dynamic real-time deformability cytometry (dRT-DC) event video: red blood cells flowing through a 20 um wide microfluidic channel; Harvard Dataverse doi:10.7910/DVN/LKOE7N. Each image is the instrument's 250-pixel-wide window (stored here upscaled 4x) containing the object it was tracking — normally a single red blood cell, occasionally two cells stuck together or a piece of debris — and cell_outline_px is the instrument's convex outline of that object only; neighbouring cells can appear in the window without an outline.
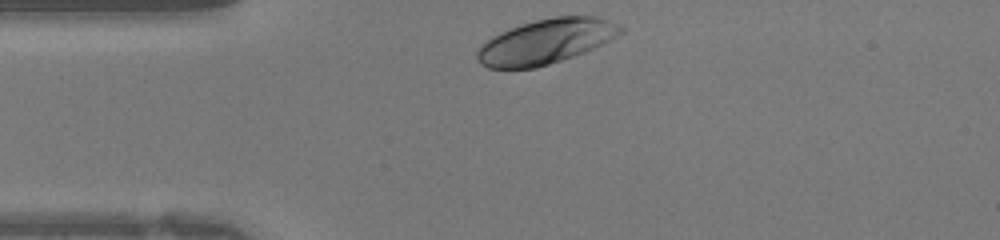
{"species": "human", "species_latin": "Homo sapiens", "temperature_condition": "warm", "stored_images_in_passage": 25, "camera_frame_rate_fps": 3000, "um_per_image_px": 0.085, "donor": {"sex": "female"}, "frame": {"image": 1, "passage_image": 1, "time_ms": 0.0, "image_size_px": [1000, 240], "cell_outline_px": [[624, 32], [584, 52], [536, 68], [488, 68], [480, 64], [476, 60], [476, 52], [480, 44], [492, 36], [500, 32], [520, 24], [536, 20], [556, 16], [596, 16], [620, 24], [624, 28]], "centroid_in_image_um": [46.36, 3.52], "position_along_channel_um": 38.6, "area_um2": 37.28}}
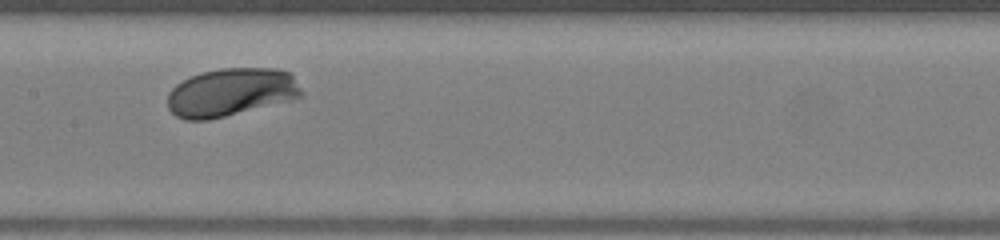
{"frame": {"image": 2, "passage_image": 12, "time_ms": 3.667, "image_size_px": [1000, 240], "cell_outline_px": [[304, 96], [292, 100], [208, 120], [184, 120], [176, 116], [168, 108], [168, 92], [176, 84], [200, 72], [220, 68], [276, 68], [292, 72], [304, 92]], "centroid_in_image_um": [19.68, 7.83], "position_along_channel_um": 187.7, "area_um2": 37.92}}
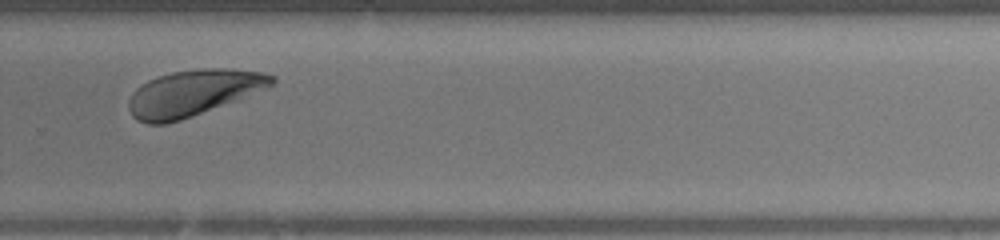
{"frame": {"image": 3, "passage_image": 20, "time_ms": 6.333, "image_size_px": [1000, 240], "cell_outline_px": [[276, 80], [268, 88], [180, 120], [164, 124], [148, 124], [136, 120], [132, 116], [128, 108], [128, 100], [132, 92], [140, 84], [148, 80], [172, 72], [204, 68], [224, 68], [260, 72], [276, 76]], "centroid_in_image_um": [16.38, 7.9], "position_along_channel_um": 313.4, "area_um2": 38.09}}